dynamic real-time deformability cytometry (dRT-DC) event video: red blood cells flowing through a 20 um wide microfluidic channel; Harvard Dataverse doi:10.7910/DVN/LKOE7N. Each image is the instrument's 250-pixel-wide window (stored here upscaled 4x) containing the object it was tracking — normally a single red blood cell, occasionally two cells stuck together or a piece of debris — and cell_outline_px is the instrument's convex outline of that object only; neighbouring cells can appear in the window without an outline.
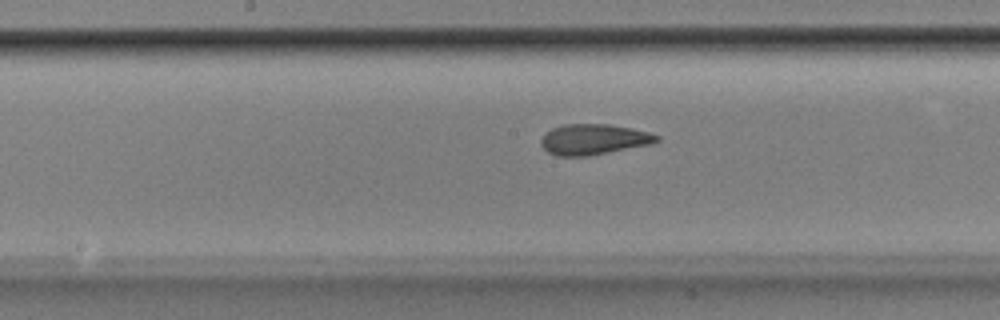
{"species": "Egyptian fruit bat (a non-hibernating species)", "species_latin": "Rousettus aegyptiacus", "temperature_condition": "room temperature", "stored_images_in_passage": 52, "camera_frame_rate_fps": 3000, "um_per_image_px": 0.085, "animal": {"sex": "male"}, "frame": {"image": 1, "passage_image": 27, "time_ms": 8.667, "image_size_px": [1000, 320], "cell_outline_px": [[660, 140], [652, 144], [588, 156], [556, 156], [548, 152], [540, 144], [540, 140], [552, 128], [564, 124], [608, 124], [632, 128], [648, 132], [660, 136]], "centroid_in_image_um": [50.48, 11.85], "position_along_channel_um": 197.7, "area_um2": 20.63}}
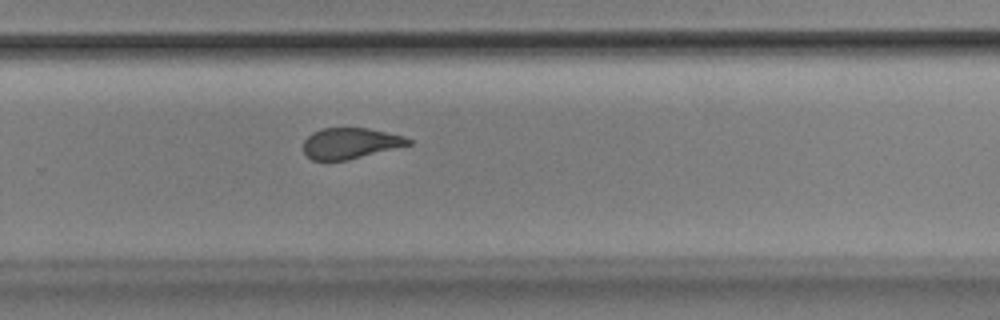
{"frame": {"image": 2, "passage_image": 35, "time_ms": 11.333, "image_size_px": [1000, 320], "cell_outline_px": [[412, 144], [348, 160], [312, 160], [304, 152], [304, 140], [312, 132], [324, 128], [368, 128], [404, 136], [412, 140]], "centroid_in_image_um": [29.78, 12.17], "position_along_channel_um": 300.0, "area_um2": 18.79}}
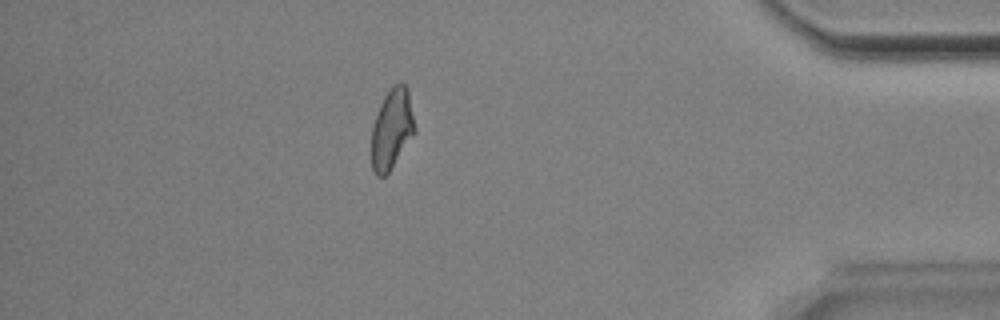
{"frame": {"image": 3, "passage_image": 46, "time_ms": 15.0, "image_size_px": [1000, 320], "cell_outline_px": [[416, 132], [388, 172], [384, 176], [376, 176], [372, 172], [372, 128], [380, 104], [384, 96], [396, 84], [404, 84], [408, 88], [416, 128]], "centroid_in_image_um": [33.32, 10.98], "position_along_channel_um": 401.9, "area_um2": 20.0}, "authors_computed_cell_mechanics": {"area_um2": 20.7791, "velocity_mm_per_s": 3.8629, "shape_relaxation_time_tau1_ms": 6.7859, "shape_relaxation_time_tau2_ms": 1.4619, "deformation_change_tau1": 0.186, "deformation_change_tau2": 0.0697}}